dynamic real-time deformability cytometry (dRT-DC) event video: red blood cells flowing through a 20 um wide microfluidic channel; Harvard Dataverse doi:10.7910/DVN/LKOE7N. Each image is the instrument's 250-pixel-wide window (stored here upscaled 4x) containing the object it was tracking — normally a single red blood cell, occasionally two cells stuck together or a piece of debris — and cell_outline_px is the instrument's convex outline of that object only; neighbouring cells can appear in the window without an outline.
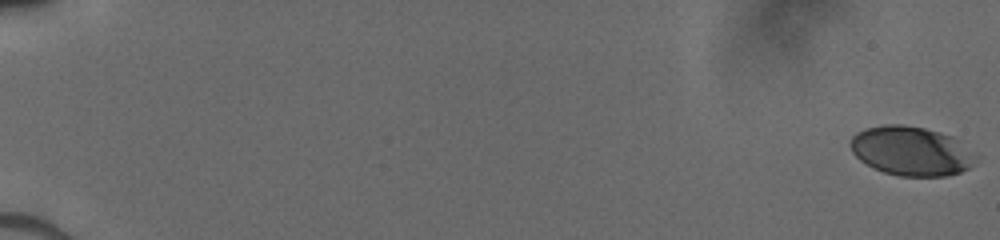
{"species": "human", "species_latin": "Homo sapiens", "temperature_condition": "cold", "stored_images_in_passage": 19, "camera_frame_rate_fps": 3000, "um_per_image_px": 0.085, "donor": {"sex": "male"}, "frame": {"image": 1, "passage_image": 1, "time_ms": 0.0, "image_size_px": [1000, 240], "cell_outline_px": [[980, 156], [968, 168], [960, 172], [948, 176], [900, 176], [884, 172], [872, 168], [860, 160], [852, 152], [848, 144], [852, 136], [856, 132], [868, 128], [884, 124], [900, 124], [924, 128], [940, 132], [952, 136]], "centroid_in_image_um": [77.45, 12.84], "position_along_channel_um": 7.6, "area_um2": 36.24}}
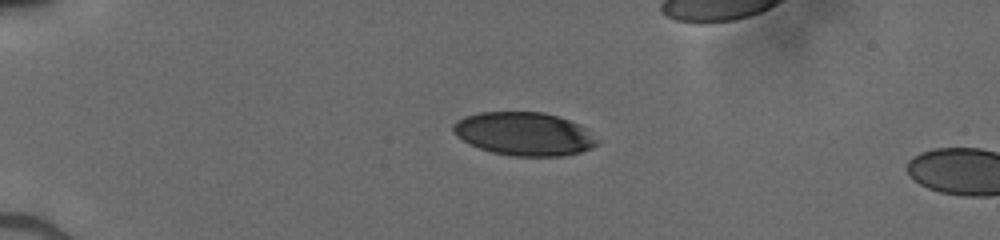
{"frame": {"image": 2, "passage_image": 15, "time_ms": 4.667, "image_size_px": [1000, 240], "cell_outline_px": [[600, 140], [592, 148], [580, 152], [564, 156], [512, 156], [492, 152], [480, 148], [456, 136], [452, 132], [452, 124], [456, 120], [464, 116], [480, 112], [544, 112], [580, 124]], "centroid_in_image_um": [44.55, 11.38], "position_along_channel_um": 40.5, "area_um2": 36.41}}